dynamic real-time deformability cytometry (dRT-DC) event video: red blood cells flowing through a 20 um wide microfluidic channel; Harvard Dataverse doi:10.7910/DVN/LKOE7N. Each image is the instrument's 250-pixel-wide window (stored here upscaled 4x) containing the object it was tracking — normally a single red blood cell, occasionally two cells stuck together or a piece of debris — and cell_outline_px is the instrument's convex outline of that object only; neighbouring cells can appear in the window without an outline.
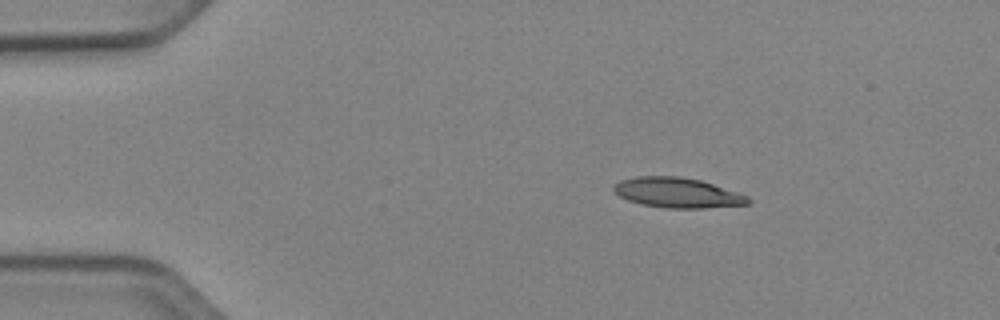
{"species": "Egyptian fruit bat (a non-hibernating species)", "species_latin": "Rousettus aegyptiacus", "temperature_condition": "cold", "stored_images_in_passage": 44, "camera_frame_rate_fps": 3000, "um_per_image_px": 0.085, "animal": {"sex": "female"}, "frame": {"image": 1, "passage_image": 1, "time_ms": 0.0, "image_size_px": [1000, 320], "cell_outline_px": [[752, 204], [704, 208], [664, 208], [640, 204], [628, 200], [612, 192], [612, 188], [620, 180], [636, 176], [680, 176], [700, 180], [748, 196], [752, 200]], "centroid_in_image_um": [57.56, 16.39], "position_along_channel_um": 27.4, "area_um2": 23.64}}
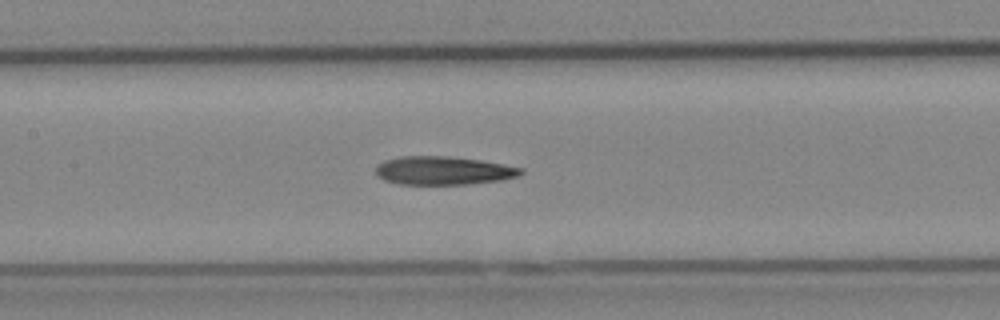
{"frame": {"image": 2, "passage_image": 17, "time_ms": 5.333, "image_size_px": [1000, 320], "cell_outline_px": [[524, 172], [520, 176], [500, 180], [468, 184], [400, 184], [384, 180], [376, 172], [376, 164], [384, 160], [400, 156], [444, 156], [480, 160], [524, 168]], "centroid_in_image_um": [37.69, 14.49], "position_along_channel_um": 169.7, "area_um2": 23.99}}
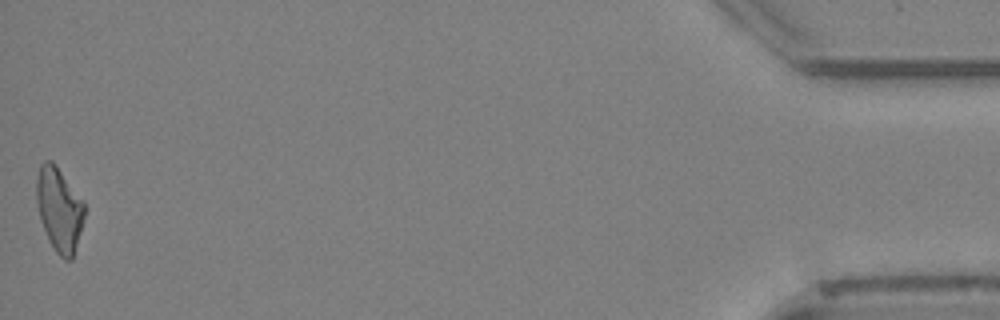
{"frame": {"image": 3, "passage_image": 44, "time_ms": 14.333, "image_size_px": [1000, 320], "cell_outline_px": [[84, 216], [72, 260], [64, 260], [56, 252], [48, 240], [40, 220], [36, 200], [36, 176], [40, 164], [44, 160], [52, 160], [84, 200]], "centroid_in_image_um": [5.01, 17.77], "position_along_channel_um": 430.2, "area_um2": 23.58}, "authors_computed_cell_mechanics": {"area_um2": 23.987, "velocity_mm_per_s": 3.9296, "shape_relaxation_time_tau1_ms": 5.5125, "shape_relaxation_time_tau2_ms": 9.5483, "deformation_change_tau1": 0.1739, "deformation_change_tau2": 0.2765}}